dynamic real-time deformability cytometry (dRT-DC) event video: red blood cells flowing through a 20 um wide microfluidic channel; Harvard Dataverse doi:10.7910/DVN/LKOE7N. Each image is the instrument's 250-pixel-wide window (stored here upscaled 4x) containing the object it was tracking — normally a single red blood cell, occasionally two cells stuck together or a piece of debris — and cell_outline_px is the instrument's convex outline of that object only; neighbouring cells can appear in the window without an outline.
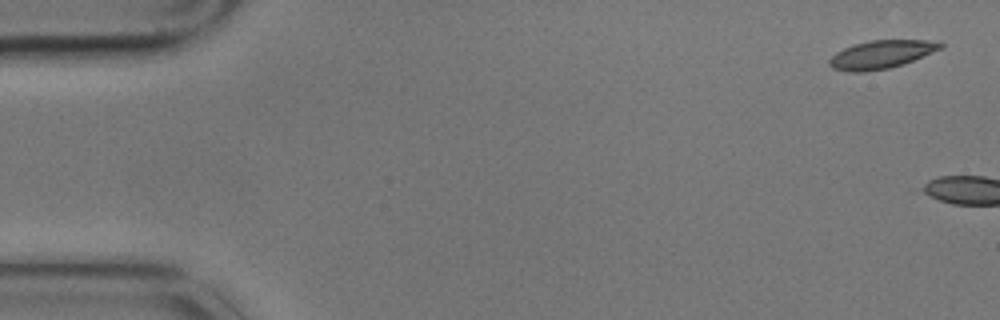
{"species": "common noctule bat (a hibernating species)", "species_latin": "Nyctalus noctula", "temperature_condition": "cold", "stored_images_in_passage": 2, "camera_frame_rate_fps": 3000, "um_per_image_px": 0.085, "animal": {"sex": "male", "body_mass_g": 17.9}, "frame": {"image": 1, "passage_image": 1, "time_ms": 0.0, "image_size_px": [1000, 320], "cell_outline_px": [[944, 44], [940, 48], [904, 64], [888, 68], [864, 72], [848, 72], [832, 68], [828, 64], [828, 60], [836, 52], [844, 48], [868, 40], [928, 40]], "centroid_in_image_um": [74.84, 4.64], "position_along_channel_um": 10.2, "area_um2": 18.03}}